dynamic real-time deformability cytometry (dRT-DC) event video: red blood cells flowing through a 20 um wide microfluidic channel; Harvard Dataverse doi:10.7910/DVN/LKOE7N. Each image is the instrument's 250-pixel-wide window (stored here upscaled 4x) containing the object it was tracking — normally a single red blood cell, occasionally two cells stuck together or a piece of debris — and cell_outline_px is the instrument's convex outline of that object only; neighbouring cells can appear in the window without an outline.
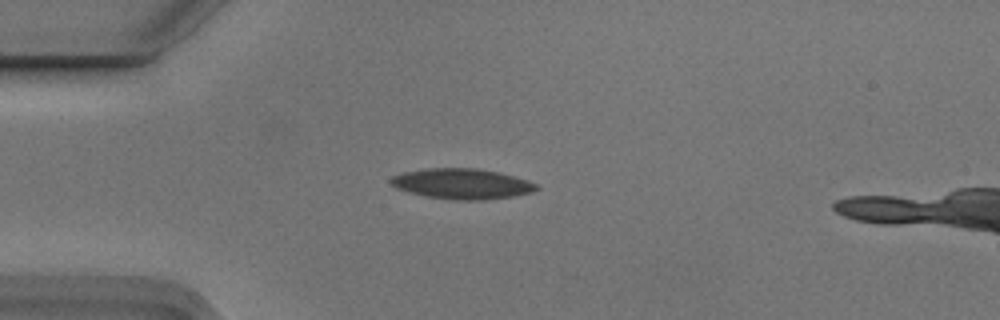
{"species": "Egyptian fruit bat (a non-hibernating species)", "species_latin": "Rousettus aegyptiacus", "temperature_condition": "cold", "stored_images_in_passage": 5, "camera_frame_rate_fps": 3000, "um_per_image_px": 0.085, "animal": {"sex": "male"}, "frame": {"image": 1, "passage_image": 4, "time_ms": 1.0, "image_size_px": [1000, 320], "cell_outline_px": [[540, 188], [532, 192], [512, 196], [484, 200], [452, 200], [428, 196], [408, 192], [396, 188], [388, 180], [392, 176], [404, 172], [424, 168], [480, 168], [528, 180], [536, 184]], "centroid_in_image_um": [39.24, 15.62], "position_along_channel_um": 45.8, "area_um2": 25.78}}
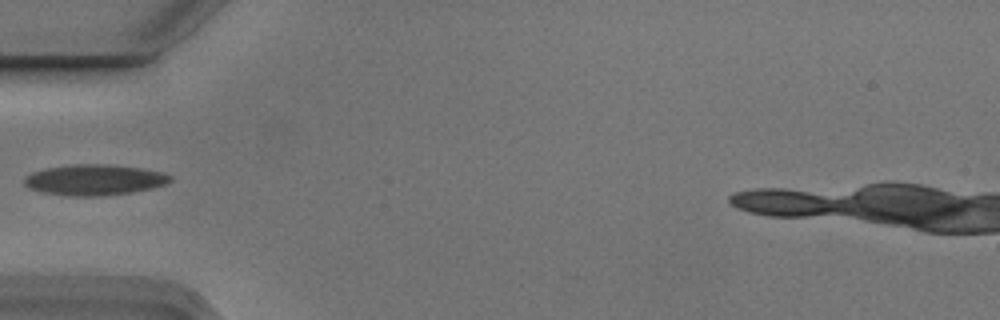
{"frame": {"image": 2, "passage_image": 5, "time_ms": 1.333, "image_size_px": [1000, 320], "cell_outline_px": [[172, 180], [164, 184], [152, 188], [132, 192], [104, 196], [68, 196], [40, 192], [28, 188], [24, 184], [24, 176], [32, 172], [44, 168], [72, 164], [108, 164], [140, 168], [164, 172], [172, 176]], "centroid_in_image_um": [7.99, 15.29], "position_along_channel_um": 77.0, "area_um2": 26.47}}